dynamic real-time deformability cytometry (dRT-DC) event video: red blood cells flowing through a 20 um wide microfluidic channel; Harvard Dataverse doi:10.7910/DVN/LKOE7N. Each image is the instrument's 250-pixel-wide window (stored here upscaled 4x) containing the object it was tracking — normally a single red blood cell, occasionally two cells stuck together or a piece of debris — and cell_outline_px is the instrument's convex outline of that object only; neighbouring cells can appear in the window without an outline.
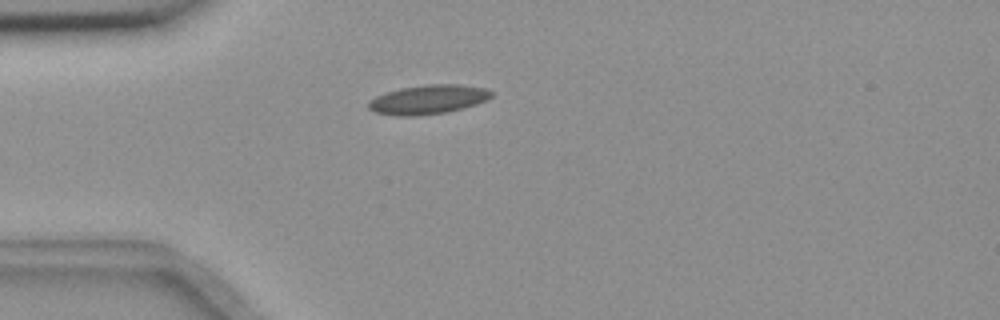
{"species": "common noctule bat (a hibernating species)", "species_latin": "Nyctalus noctula", "temperature_condition": "room temperature", "stored_images_in_passage": 5, "camera_frame_rate_fps": 3000, "um_per_image_px": 0.085, "animal": {"sex": "female", "body_mass_g": 18.4}, "frame": {"image": 1, "passage_image": 5, "time_ms": 1.333, "image_size_px": [1000, 320], "cell_outline_px": [[492, 96], [476, 104], [444, 112], [416, 116], [400, 116], [376, 112], [368, 108], [368, 100], [376, 96], [400, 88], [428, 84], [460, 84], [484, 88], [492, 92]], "centroid_in_image_um": [36.36, 8.45], "position_along_channel_um": 48.6, "area_um2": 20.58}}